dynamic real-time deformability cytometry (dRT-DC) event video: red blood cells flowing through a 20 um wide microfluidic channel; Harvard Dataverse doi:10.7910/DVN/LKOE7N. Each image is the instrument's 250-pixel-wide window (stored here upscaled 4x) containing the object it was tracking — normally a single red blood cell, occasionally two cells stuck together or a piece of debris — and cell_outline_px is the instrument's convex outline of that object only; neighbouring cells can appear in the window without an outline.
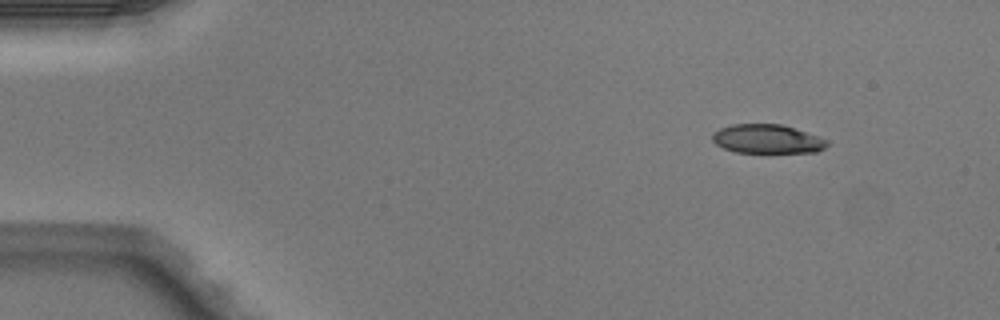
{"species": "Egyptian fruit bat (a non-hibernating species)", "species_latin": "Rousettus aegyptiacus", "temperature_condition": "warm", "stored_images_in_passage": 5, "camera_frame_rate_fps": 3000, "um_per_image_px": 0.085, "animal": {"sex": "male"}, "frame": {"image": 1, "passage_image": 1, "time_ms": 0.0, "image_size_px": [1000, 320], "cell_outline_px": [[828, 144], [824, 148], [816, 152], [736, 152], [724, 148], [716, 144], [712, 140], [712, 132], [720, 128], [732, 124], [780, 124], [828, 140]], "centroid_in_image_um": [65.16, 11.81], "position_along_channel_um": 19.8, "area_um2": 19.07}}
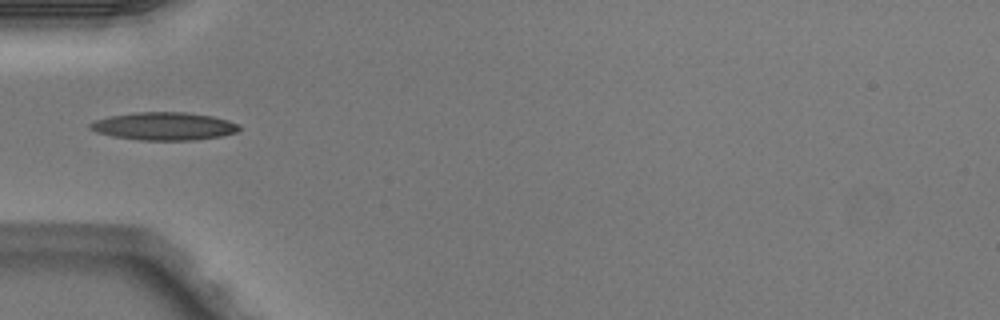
{"frame": {"image": 2, "passage_image": 4, "time_ms": 1.0, "image_size_px": [1000, 320], "cell_outline_px": [[240, 128], [236, 132], [220, 136], [196, 140], [140, 140], [112, 136], [96, 132], [88, 128], [88, 124], [96, 120], [108, 116], [136, 112], [184, 112], [212, 116], [228, 120], [240, 124]], "centroid_in_image_um": [13.92, 10.72], "position_along_channel_um": 71.1, "area_um2": 24.28}}
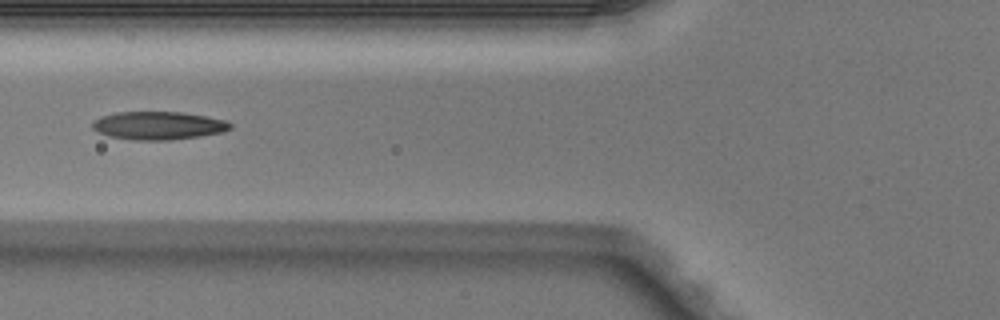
{"frame": {"image": 3, "passage_image": 5, "time_ms": 1.333, "image_size_px": [1000, 320], "cell_outline_px": [[232, 128], [220, 132], [200, 136], [168, 140], [132, 140], [108, 136], [96, 132], [92, 128], [92, 124], [100, 116], [116, 112], [184, 112], [208, 116], [228, 120], [232, 124]], "centroid_in_image_um": [13.46, 10.67], "position_along_channel_um": 112.3, "area_um2": 22.77}}